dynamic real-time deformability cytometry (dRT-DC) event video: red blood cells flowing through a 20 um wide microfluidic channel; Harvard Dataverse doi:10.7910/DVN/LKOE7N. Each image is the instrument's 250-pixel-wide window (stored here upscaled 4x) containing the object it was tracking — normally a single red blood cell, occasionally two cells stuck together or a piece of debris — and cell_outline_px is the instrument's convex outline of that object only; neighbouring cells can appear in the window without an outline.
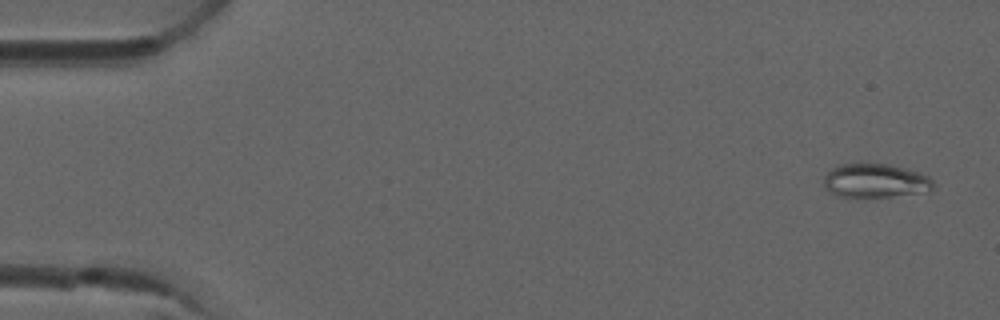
{"species": "common noctule bat (a hibernating species)", "species_latin": "Nyctalus noctula", "temperature_condition": "room temperature", "stored_images_in_passage": 5, "camera_frame_rate_fps": 3000, "um_per_image_px": 0.085, "animal": {"sex": "male", "forearm_length_mm": 52.5}, "frame": {"image": 1, "passage_image": 1, "time_ms": 0.0, "image_size_px": [1000, 320], "cell_outline_px": [[932, 188], [916, 192], [888, 196], [836, 196], [824, 188], [824, 176], [832, 168], [840, 164], [888, 164], [908, 168], [928, 176], [932, 180]], "centroid_in_image_um": [74.33, 15.34], "position_along_channel_um": 10.7, "area_um2": 21.1}}